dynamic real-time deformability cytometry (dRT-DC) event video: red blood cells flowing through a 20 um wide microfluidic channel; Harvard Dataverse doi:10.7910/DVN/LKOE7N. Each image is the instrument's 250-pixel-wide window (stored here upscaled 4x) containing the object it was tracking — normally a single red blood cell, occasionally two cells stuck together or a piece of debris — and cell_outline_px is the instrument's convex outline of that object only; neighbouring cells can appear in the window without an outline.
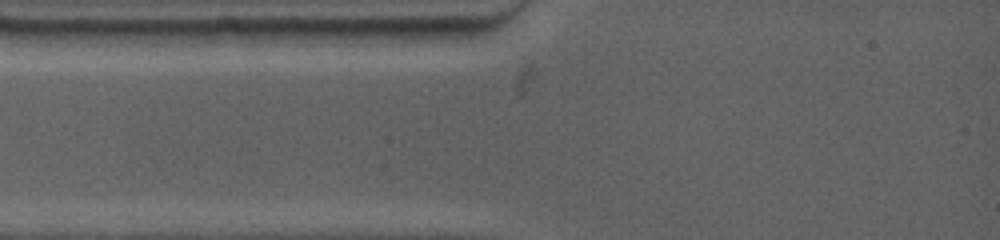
{"species": "common noctule bat (a hibernating species)", "species_latin": "Nyctalus noctula", "temperature_condition": "warm", "stored_images_in_passage": 3, "camera_frame_rate_fps": 4500, "um_per_image_px": 0.085, "animal": {"sex": "female", "body_mass_g": 19.0, "forearm_length_mm": 53.3}, "frame": {"image": 1, "passage_image": 1, "time_ms": 0.0, "image_size_px": [1000, 240], "cell_outline_px": [[472, 28], [464, 44], [412, 48], [352, 44], [324, 36], [316, 28]], "centroid_in_image_um": [33.93, 3.1], "position_along_channel_um": 51.1, "area_um2": 17.69}}